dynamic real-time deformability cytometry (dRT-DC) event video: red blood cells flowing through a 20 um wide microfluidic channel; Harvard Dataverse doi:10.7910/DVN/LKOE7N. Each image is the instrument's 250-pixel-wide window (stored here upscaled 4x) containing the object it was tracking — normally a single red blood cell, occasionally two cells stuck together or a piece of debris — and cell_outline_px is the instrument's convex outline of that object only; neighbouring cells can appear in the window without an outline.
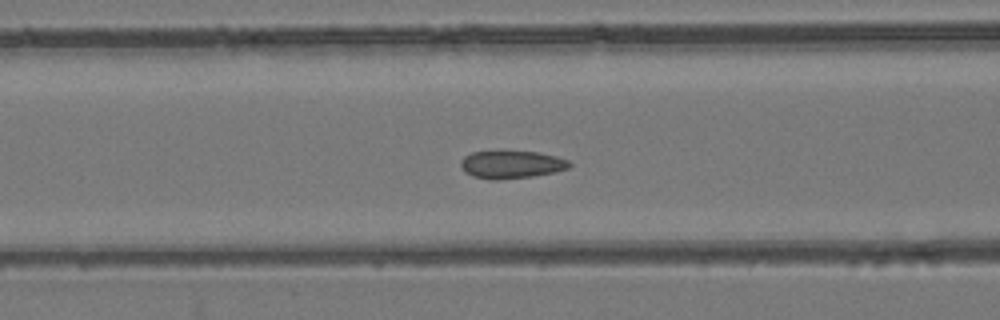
{"species": "common noctule bat (a hibernating species)", "species_latin": "Nyctalus noctula", "temperature_condition": "room temperature", "stored_images_in_passage": 56, "camera_frame_rate_fps": 3000, "um_per_image_px": 0.085, "animal": {"sex": "female", "body_mass_g": 24.6, "forearm_length_mm": 56.2}, "frame": {"image": 1, "passage_image": 23, "time_ms": 7.333, "image_size_px": [1000, 320], "cell_outline_px": [[572, 164], [568, 168], [556, 172], [532, 176], [496, 180], [492, 180], [472, 176], [464, 172], [460, 164], [460, 160], [464, 156], [472, 152], [540, 152], [556, 156], [568, 160]], "centroid_in_image_um": [43.47, 13.99], "position_along_channel_um": 123.1, "area_um2": 17.51}}
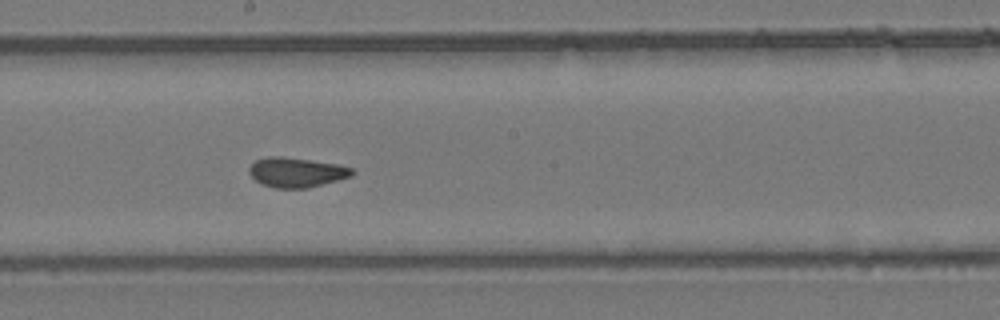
{"frame": {"image": 2, "passage_image": 31, "time_ms": 10.0, "image_size_px": [1000, 320], "cell_outline_px": [[356, 172], [352, 176], [308, 188], [276, 188], [260, 184], [252, 176], [248, 168], [256, 160], [268, 156], [280, 156], [340, 164], [352, 168]], "centroid_in_image_um": [25.22, 14.64], "position_along_channel_um": 223.0, "area_um2": 17.86}}
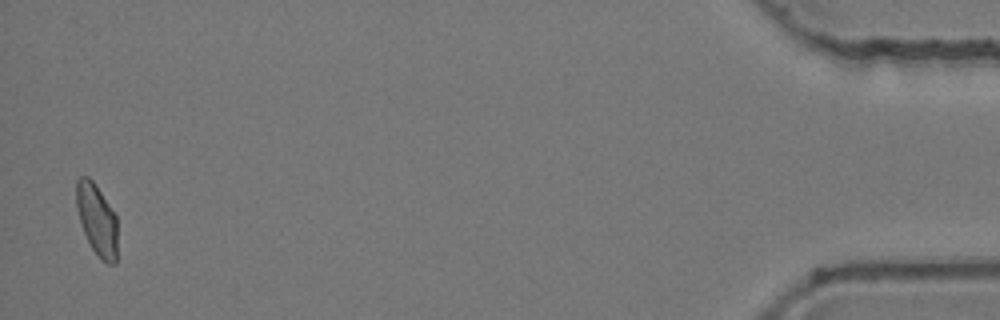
{"frame": {"image": 3, "passage_image": 55, "time_ms": 18.0, "image_size_px": [1000, 320], "cell_outline_px": [[116, 264], [108, 264], [92, 248], [84, 232], [76, 208], [76, 180], [80, 176], [88, 176], [92, 180], [116, 216]], "centroid_in_image_um": [8.21, 18.64], "position_along_channel_um": 427.0, "area_um2": 16.65}}